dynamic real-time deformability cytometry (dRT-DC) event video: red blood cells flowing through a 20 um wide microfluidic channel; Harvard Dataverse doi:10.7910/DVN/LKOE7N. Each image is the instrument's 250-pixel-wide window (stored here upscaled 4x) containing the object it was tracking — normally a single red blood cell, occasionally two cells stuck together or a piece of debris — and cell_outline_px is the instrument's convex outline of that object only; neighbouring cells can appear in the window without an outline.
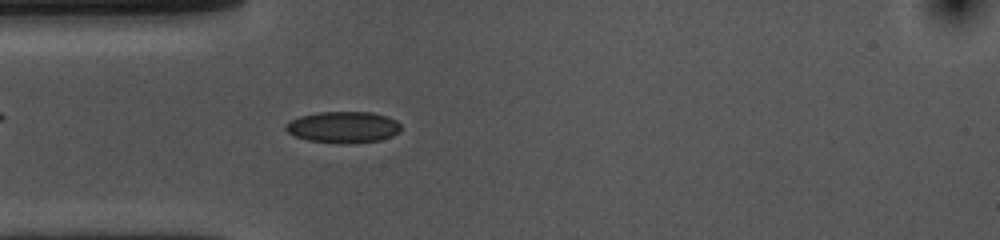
{"species": "common noctule bat (a hibernating species)", "species_latin": "Nyctalus noctula", "temperature_condition": "cold", "stored_images_in_passage": 34, "camera_frame_rate_fps": 3000, "um_per_image_px": 0.085, "animal": {"sex": "female", "body_mass_g": 10.0, "forearm_length_mm": 53.1}, "frame": {"image": 1, "passage_image": 9, "time_ms": 2.667, "image_size_px": [1000, 240], "cell_outline_px": [[400, 132], [392, 136], [380, 140], [344, 144], [308, 140], [296, 136], [288, 132], [284, 128], [284, 124], [300, 116], [320, 112], [372, 112], [388, 116], [396, 120], [400, 124]], "centroid_in_image_um": [29.19, 10.8], "position_along_channel_um": 55.8, "area_um2": 21.1}}
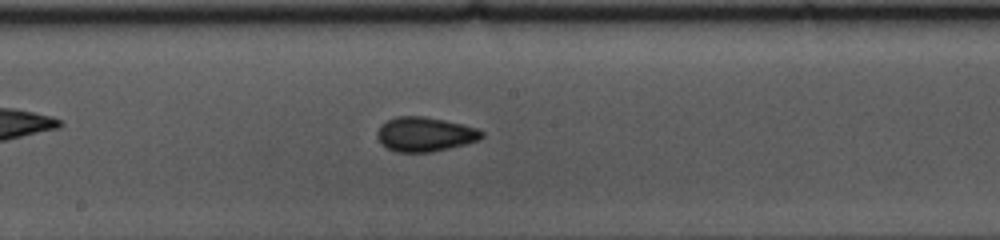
{"frame": {"image": 2, "passage_image": 22, "time_ms": 7.0, "image_size_px": [1000, 240], "cell_outline_px": [[484, 136], [480, 140], [432, 152], [396, 152], [380, 144], [376, 136], [376, 132], [388, 120], [396, 116], [424, 116], [464, 124], [476, 128], [484, 132]], "centroid_in_image_um": [36.12, 11.41], "position_along_channel_um": 212.1, "area_um2": 20.98}}
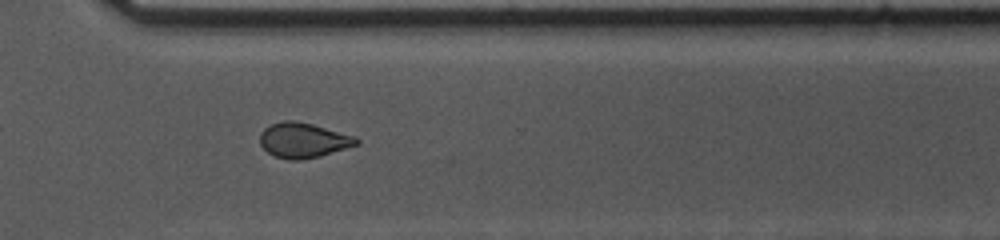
{"frame": {"image": 3, "passage_image": 33, "time_ms": 10.667, "image_size_px": [1000, 240], "cell_outline_px": [[360, 144], [320, 156], [300, 160], [288, 160], [272, 156], [260, 144], [260, 132], [264, 128], [272, 124], [284, 120], [296, 120], [312, 124], [356, 136], [360, 140]], "centroid_in_image_um": [25.78, 11.92], "position_along_channel_um": 344.8, "area_um2": 19.88}}